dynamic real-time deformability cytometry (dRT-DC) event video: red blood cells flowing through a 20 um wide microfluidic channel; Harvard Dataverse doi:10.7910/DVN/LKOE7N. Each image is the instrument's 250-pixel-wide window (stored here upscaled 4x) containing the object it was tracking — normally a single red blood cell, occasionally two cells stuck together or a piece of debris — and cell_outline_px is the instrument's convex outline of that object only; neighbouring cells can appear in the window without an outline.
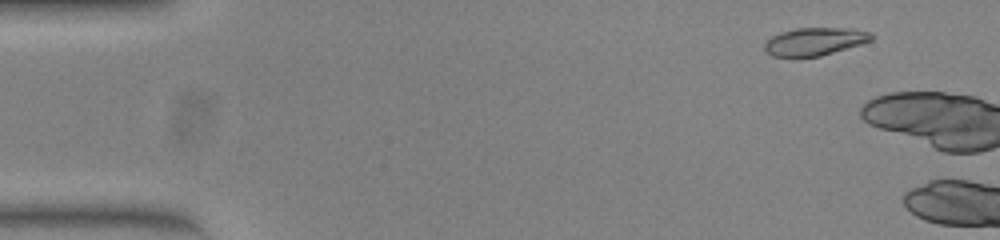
{"species": "common noctule bat (a hibernating species)", "species_latin": "Nyctalus noctula", "temperature_condition": "warm", "stored_images_in_passage": 5, "camera_frame_rate_fps": 3000, "um_per_image_px": 0.085, "animal": {"sex": "female", "body_mass_g": 23.0, "forearm_length_mm": 53.4}, "frame": {"image": 1, "passage_image": 3, "time_ms": 0.667, "image_size_px": [1000, 240], "cell_outline_px": [[872, 40], [860, 44], [820, 56], [792, 60], [772, 56], [764, 48], [764, 44], [772, 36], [780, 32], [796, 28], [852, 28], [872, 32]], "centroid_in_image_um": [69.2, 3.56], "position_along_channel_um": 15.8, "area_um2": 17.8}}